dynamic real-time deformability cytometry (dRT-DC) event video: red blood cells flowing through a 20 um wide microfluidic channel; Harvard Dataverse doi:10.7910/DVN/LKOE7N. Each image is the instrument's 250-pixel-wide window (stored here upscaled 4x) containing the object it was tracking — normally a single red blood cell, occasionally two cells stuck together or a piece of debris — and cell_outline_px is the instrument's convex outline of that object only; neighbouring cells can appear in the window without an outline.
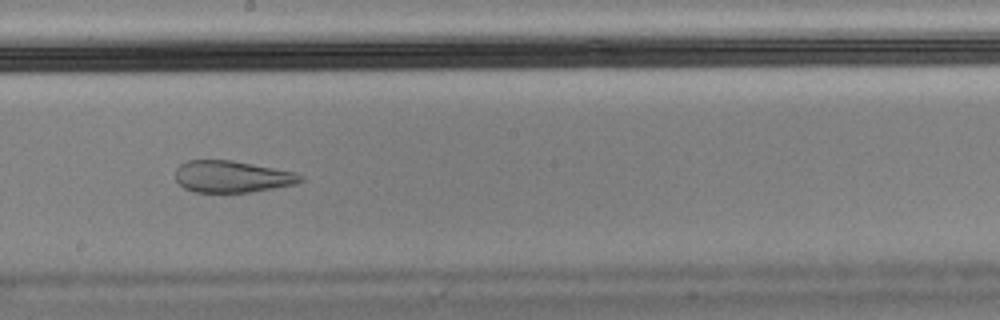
{"species": "Egyptian fruit bat (a non-hibernating species)", "species_latin": "Rousettus aegyptiacus", "temperature_condition": "cold", "stored_images_in_passage": 37, "camera_frame_rate_fps": 3000, "um_per_image_px": 0.085, "animal": {"sex": "male"}, "frame": {"image": 1, "passage_image": 16, "time_ms": 5.0, "image_size_px": [1000, 320], "cell_outline_px": [[304, 180], [292, 184], [272, 188], [248, 192], [196, 192], [184, 188], [176, 180], [176, 168], [180, 164], [188, 160], [232, 160], [296, 172], [304, 176]], "centroid_in_image_um": [19.71, 15.0], "position_along_channel_um": 228.5, "area_um2": 23.0}}